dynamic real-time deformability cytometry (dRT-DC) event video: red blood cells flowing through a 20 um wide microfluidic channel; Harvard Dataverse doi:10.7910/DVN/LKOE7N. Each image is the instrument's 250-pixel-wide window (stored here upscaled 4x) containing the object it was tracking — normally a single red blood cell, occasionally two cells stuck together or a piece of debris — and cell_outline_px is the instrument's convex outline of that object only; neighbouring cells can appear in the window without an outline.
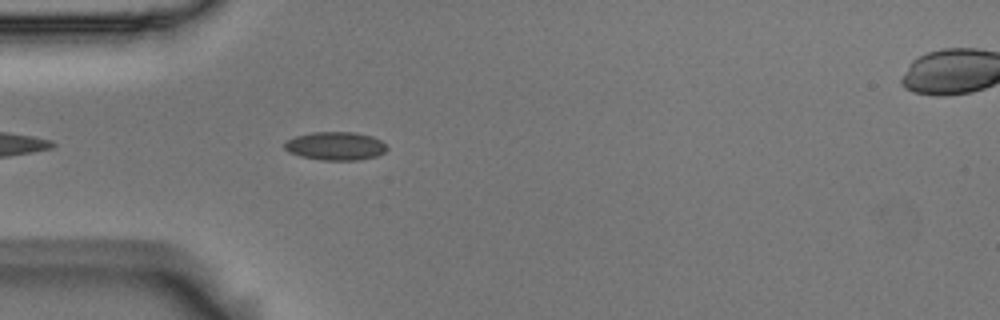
{"species": "Egyptian fruit bat (a non-hibernating species)", "species_latin": "Rousettus aegyptiacus", "temperature_condition": "room temperature", "stored_images_in_passage": 9, "camera_frame_rate_fps": 3000, "um_per_image_px": 0.085, "animal": {"sex": "male"}, "frame": {"image": 1, "passage_image": 6, "time_ms": 1.667, "image_size_px": [1000, 320], "cell_outline_px": [[388, 148], [384, 152], [376, 156], [360, 160], [320, 160], [300, 156], [288, 152], [284, 148], [284, 144], [288, 140], [296, 136], [312, 132], [352, 132], [372, 136], [380, 140]], "centroid_in_image_um": [28.5, 12.41], "position_along_channel_um": 56.5, "area_um2": 16.88}}